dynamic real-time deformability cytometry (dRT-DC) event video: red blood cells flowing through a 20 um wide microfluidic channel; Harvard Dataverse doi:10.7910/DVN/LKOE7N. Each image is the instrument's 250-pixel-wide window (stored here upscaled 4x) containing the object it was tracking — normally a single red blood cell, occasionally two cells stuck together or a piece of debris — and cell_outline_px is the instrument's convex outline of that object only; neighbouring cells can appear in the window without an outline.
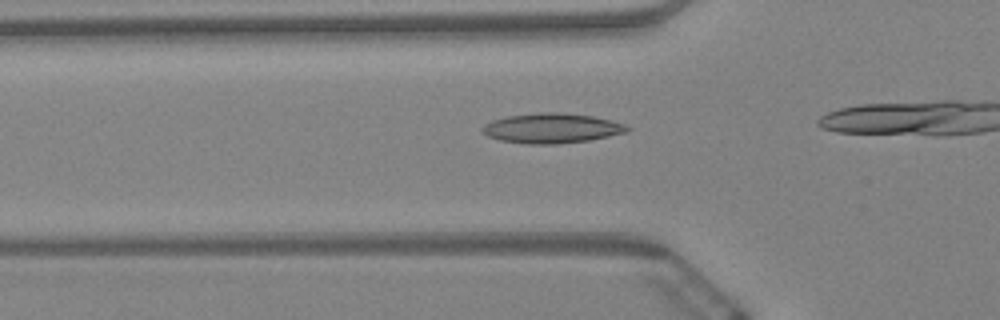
{"species": "Egyptian fruit bat (a non-hibernating species)", "species_latin": "Rousettus aegyptiacus", "temperature_condition": "warm", "stored_images_in_passage": 32, "camera_frame_rate_fps": 3000, "um_per_image_px": 0.085, "animal": {"sex": "female"}, "frame": {"image": 1, "passage_image": 15, "time_ms": 4.667, "image_size_px": [1000, 320], "cell_outline_px": [[632, 128], [624, 132], [608, 136], [588, 140], [556, 144], [528, 144], [500, 140], [488, 136], [480, 132], [480, 128], [484, 124], [492, 120], [508, 116], [536, 112], [556, 112], [592, 116], [612, 120], [624, 124]], "centroid_in_image_um": [46.84, 10.89], "position_along_channel_um": 79.0, "area_um2": 25.2}}
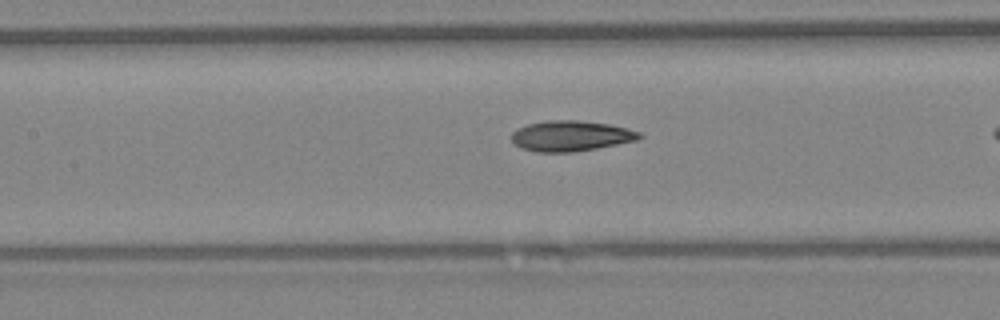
{"frame": {"image": 2, "passage_image": 22, "time_ms": 7.0, "image_size_px": [1000, 320], "cell_outline_px": [[644, 136], [636, 140], [596, 148], [572, 152], [536, 152], [524, 148], [516, 144], [512, 140], [512, 132], [516, 128], [528, 124], [548, 120], [576, 120], [608, 124], [628, 128], [640, 132]], "centroid_in_image_um": [48.52, 11.54], "position_along_channel_um": 158.9, "area_um2": 22.54}}
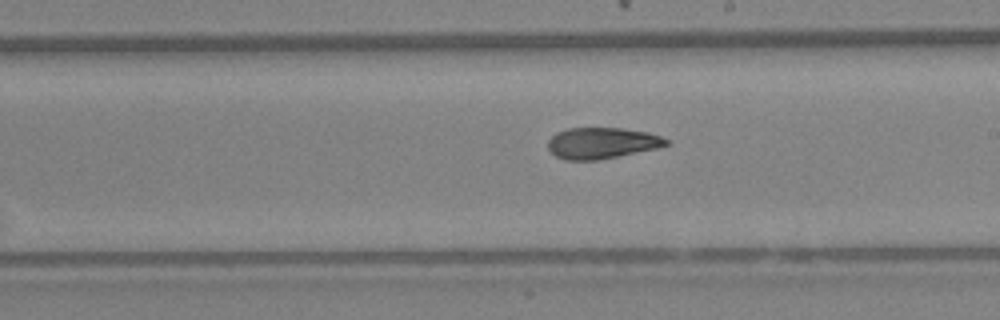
{"frame": {"image": 3, "passage_image": 29, "time_ms": 9.333, "image_size_px": [1000, 320], "cell_outline_px": [[672, 144], [656, 148], [596, 160], [564, 160], [556, 156], [548, 148], [548, 140], [556, 132], [568, 128], [624, 128], [648, 132], [660, 136], [668, 140]], "centroid_in_image_um": [51.15, 12.15], "position_along_channel_um": 237.8, "area_um2": 21.39}}